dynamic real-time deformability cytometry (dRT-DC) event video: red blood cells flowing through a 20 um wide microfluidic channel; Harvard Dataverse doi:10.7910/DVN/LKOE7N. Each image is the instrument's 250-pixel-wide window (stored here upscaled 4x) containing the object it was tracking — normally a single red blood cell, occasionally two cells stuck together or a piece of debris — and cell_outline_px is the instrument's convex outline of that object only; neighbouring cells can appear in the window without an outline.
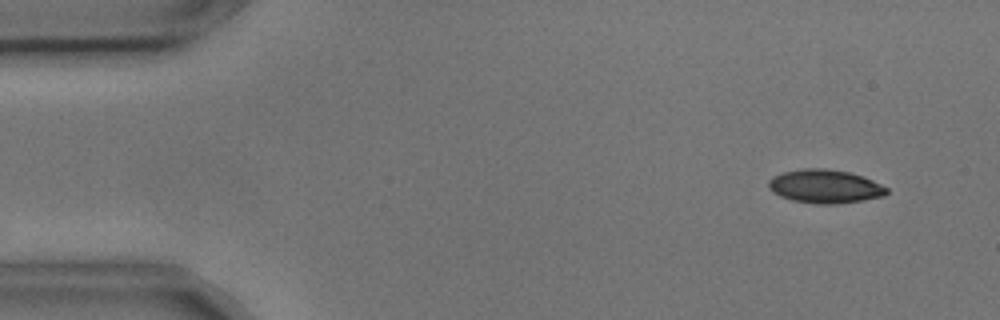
{"species": "common noctule bat (a hibernating species)", "species_latin": "Nyctalus noctula", "temperature_condition": "cold", "stored_images_in_passage": 5, "camera_frame_rate_fps": 3000, "um_per_image_px": 0.085, "animal": {"sex": "male", "body_mass_g": 17.9, "forearm_length_mm": 54.2}, "frame": {"image": 1, "passage_image": 2, "time_ms": 0.333, "image_size_px": [1000, 320], "cell_outline_px": [[888, 192], [884, 196], [864, 200], [836, 204], [820, 204], [792, 200], [780, 196], [772, 192], [768, 188], [768, 180], [772, 176], [784, 172], [804, 168], [824, 168], [848, 172], [872, 180], [888, 188]], "centroid_in_image_um": [70.1, 15.84], "position_along_channel_um": 14.9, "area_um2": 23.06}}